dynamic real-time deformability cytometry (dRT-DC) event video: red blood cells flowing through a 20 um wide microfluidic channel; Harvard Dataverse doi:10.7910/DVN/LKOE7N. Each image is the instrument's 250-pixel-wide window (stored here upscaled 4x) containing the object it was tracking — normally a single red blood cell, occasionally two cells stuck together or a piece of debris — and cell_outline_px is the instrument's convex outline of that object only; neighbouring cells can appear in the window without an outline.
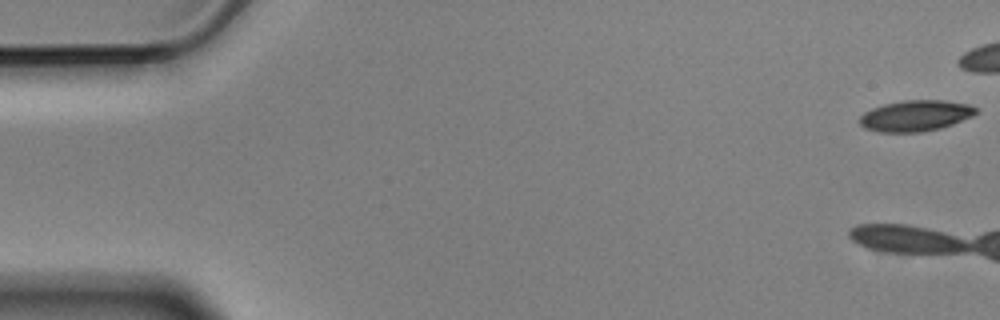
{"species": "Egyptian fruit bat (a non-hibernating species)", "species_latin": "Rousettus aegyptiacus", "temperature_condition": "cold", "stored_images_in_passage": 4, "camera_frame_rate_fps": 3000, "um_per_image_px": 0.085, "animal": {"sex": "male"}, "frame": {"image": 1, "passage_image": 1, "time_ms": 0.0, "image_size_px": [1000, 320], "cell_outline_px": [[980, 112], [972, 116], [952, 124], [940, 128], [920, 132], [880, 132], [864, 128], [860, 124], [860, 116], [864, 112], [872, 108], [884, 104], [904, 100], [944, 100], [968, 104], [976, 108]], "centroid_in_image_um": [77.82, 9.83], "position_along_channel_um": 7.2, "area_um2": 20.98}}